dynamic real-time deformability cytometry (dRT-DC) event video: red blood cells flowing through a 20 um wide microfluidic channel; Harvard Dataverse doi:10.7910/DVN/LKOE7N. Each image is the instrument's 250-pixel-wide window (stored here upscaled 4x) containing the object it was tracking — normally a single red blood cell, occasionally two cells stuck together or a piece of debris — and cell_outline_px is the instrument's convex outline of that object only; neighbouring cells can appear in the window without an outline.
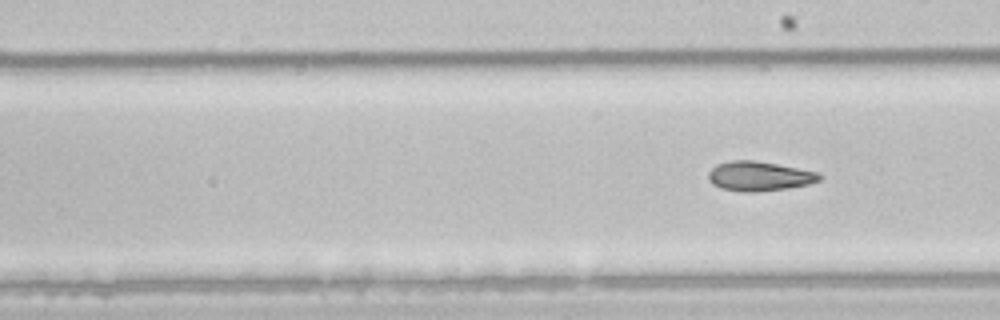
{"species": "common noctule bat (a hibernating species)", "species_latin": "Nyctalus noctula", "temperature_condition": "room temperature", "stored_images_in_passage": 8, "segment_of_instrument_passage": [2, 2], "camera_frame_rate_fps": 3000, "um_per_image_px": 0.085, "animal": {"sex": "male", "body_mass_g": 21.5, "forearm_length_mm": 52.0}, "frame": {"image": 1, "passage_image": 8, "time_ms": 2.333, "image_size_px": [1000, 320], "cell_outline_px": [[824, 176], [820, 180], [808, 184], [788, 188], [756, 192], [740, 192], [720, 188], [712, 184], [708, 180], [708, 172], [716, 164], [732, 160], [756, 160], [820, 172]], "centroid_in_image_um": [64.54, 14.97], "position_along_channel_um": 224.5, "area_um2": 19.42}}